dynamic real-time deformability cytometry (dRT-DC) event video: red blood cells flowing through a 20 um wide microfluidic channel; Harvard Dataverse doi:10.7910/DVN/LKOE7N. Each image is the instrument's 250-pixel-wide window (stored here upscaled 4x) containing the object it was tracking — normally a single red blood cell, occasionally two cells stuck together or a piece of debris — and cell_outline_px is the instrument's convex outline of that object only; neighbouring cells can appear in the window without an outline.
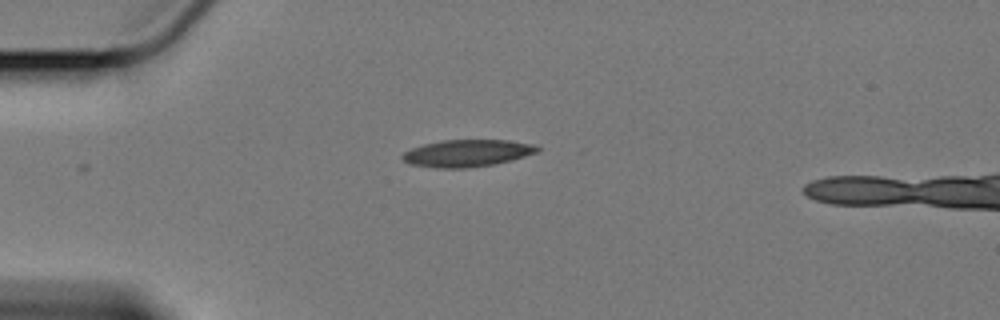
{"species": "Egyptian fruit bat (a non-hibernating species)", "species_latin": "Rousettus aegyptiacus", "temperature_condition": "cold", "stored_images_in_passage": 35, "camera_frame_rate_fps": 3000, "um_per_image_px": 0.085, "animal": {"sex": "female"}, "frame": {"image": 1, "passage_image": 1, "time_ms": 0.0, "image_size_px": [1000, 320], "cell_outline_px": [[540, 152], [512, 160], [492, 164], [464, 168], [436, 168], [408, 164], [400, 156], [404, 152], [412, 148], [424, 144], [444, 140], [508, 140], [528, 144], [540, 148]], "centroid_in_image_um": [39.68, 13.02], "position_along_channel_um": 45.3, "area_um2": 21.15}}
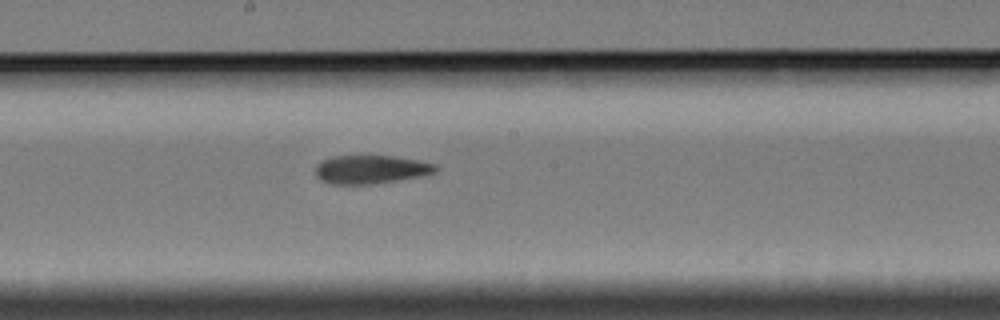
{"frame": {"image": 2, "passage_image": 18, "time_ms": 5.667, "image_size_px": [1000, 320], "cell_outline_px": [[440, 168], [436, 172], [396, 180], [372, 184], [332, 184], [320, 180], [316, 176], [316, 164], [320, 160], [332, 156], [392, 156], [416, 160], [436, 164]], "centroid_in_image_um": [31.47, 14.39], "position_along_channel_um": 216.7, "area_um2": 19.83}}
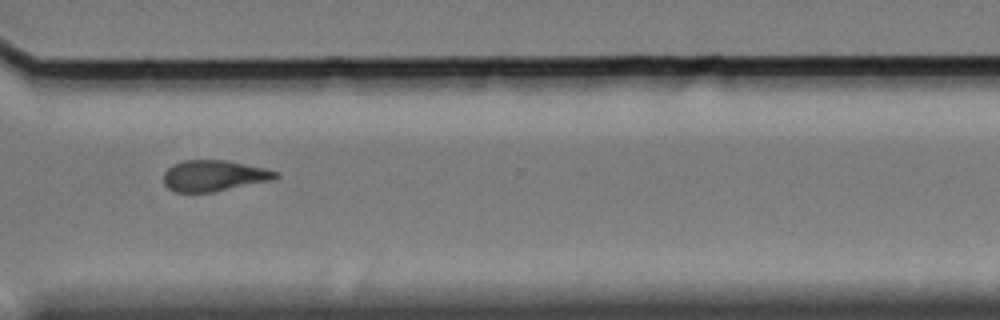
{"frame": {"image": 3, "passage_image": 30, "time_ms": 9.667, "image_size_px": [1000, 320], "cell_outline_px": [[280, 176], [272, 180], [212, 192], [176, 192], [168, 188], [164, 184], [164, 172], [172, 164], [184, 160], [224, 160], [264, 168], [280, 172]], "centroid_in_image_um": [18.18, 14.93], "position_along_channel_um": 352.4, "area_um2": 20.17}, "authors_computed_cell_mechanics": {"area_um2": 20.808, "velocity_mm_per_s": 3.4033, "shape_relaxation_time_tau1_ms": 7.3695, "shape_relaxation_time_tau2_ms": 6.1488, "deformation_change_tau1": 0.1821, "deformation_change_tau2": 0.1544}}